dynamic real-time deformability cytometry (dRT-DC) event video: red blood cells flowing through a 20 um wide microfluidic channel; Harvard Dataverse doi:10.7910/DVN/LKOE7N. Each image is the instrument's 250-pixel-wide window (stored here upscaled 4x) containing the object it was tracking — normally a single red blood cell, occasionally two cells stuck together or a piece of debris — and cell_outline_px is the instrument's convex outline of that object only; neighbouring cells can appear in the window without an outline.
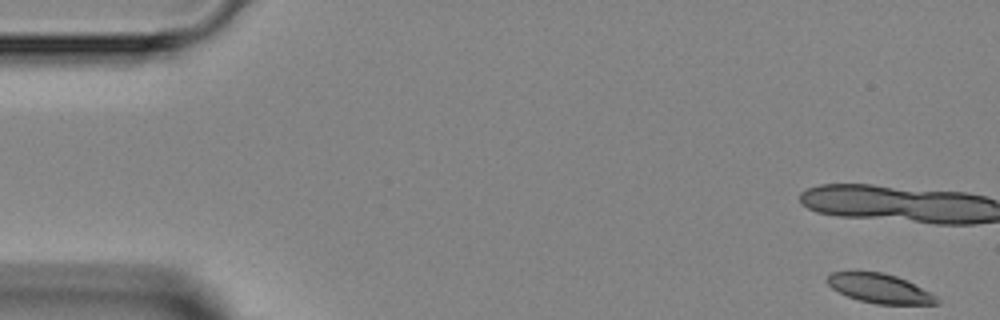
{"species": "Egyptian fruit bat (a non-hibernating species)", "species_latin": "Rousettus aegyptiacus", "temperature_condition": "room temperature", "stored_images_in_passage": 3, "camera_frame_rate_fps": 3000, "um_per_image_px": 0.085, "animal": {"sex": "female"}, "frame": {"image": 1, "passage_image": 1, "time_ms": 0.0, "image_size_px": [1000, 320], "cell_outline_px": [[940, 304], [876, 304], [860, 300], [848, 296], [832, 288], [824, 280], [832, 272], [884, 272], [896, 276], [936, 296], [940, 300]], "centroid_in_image_um": [74.75, 24.52], "position_along_channel_um": 10.2, "area_um2": 18.32}}
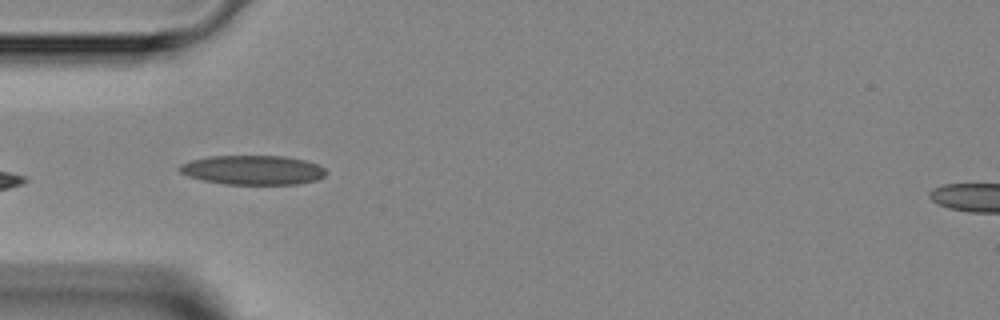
{"frame": {"image": 2, "passage_image": 2, "time_ms": 5.0, "image_size_px": [1000, 320], "cell_outline_px": [[328, 172], [324, 176], [316, 180], [300, 184], [224, 184], [204, 180], [188, 176], [180, 172], [180, 164], [192, 160], [208, 156], [284, 156], [304, 160], [316, 164], [324, 168]], "centroid_in_image_um": [21.51, 14.45], "position_along_channel_um": 63.5, "area_um2": 24.97}}